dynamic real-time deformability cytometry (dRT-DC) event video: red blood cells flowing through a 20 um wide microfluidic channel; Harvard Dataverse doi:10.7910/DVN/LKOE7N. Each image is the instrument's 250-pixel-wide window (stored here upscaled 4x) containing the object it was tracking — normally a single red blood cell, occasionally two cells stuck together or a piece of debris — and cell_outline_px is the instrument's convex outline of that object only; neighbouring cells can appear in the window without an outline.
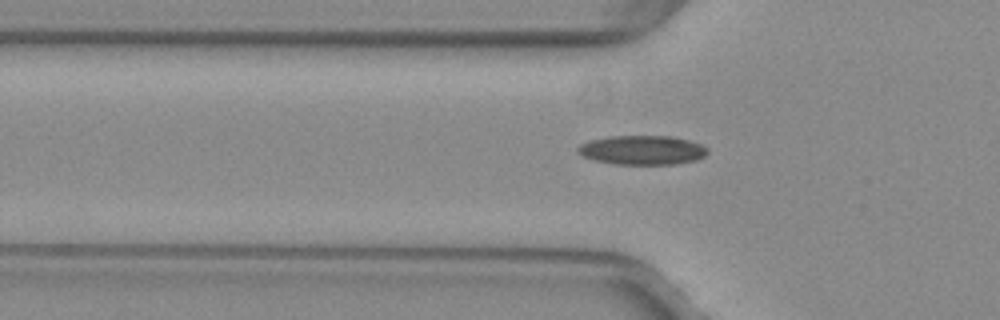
{"species": "common noctule bat (a hibernating species)", "species_latin": "Nyctalus noctula", "temperature_condition": "warm", "stored_images_in_passage": 21, "camera_frame_rate_fps": 3000, "um_per_image_px": 0.085, "animal": {"sex": "female", "body_mass_g": 29.2, "forearm_length_mm": 56.3}, "frame": {"image": 1, "passage_image": 4, "time_ms": 1.0, "image_size_px": [1000, 320], "cell_outline_px": [[708, 152], [704, 156], [696, 160], [676, 164], [616, 164], [596, 160], [584, 156], [576, 152], [576, 148], [580, 144], [592, 140], [612, 136], [668, 136], [688, 140], [700, 144], [708, 148]], "centroid_in_image_um": [54.6, 12.76], "position_along_channel_um": 71.2, "area_um2": 21.91}}
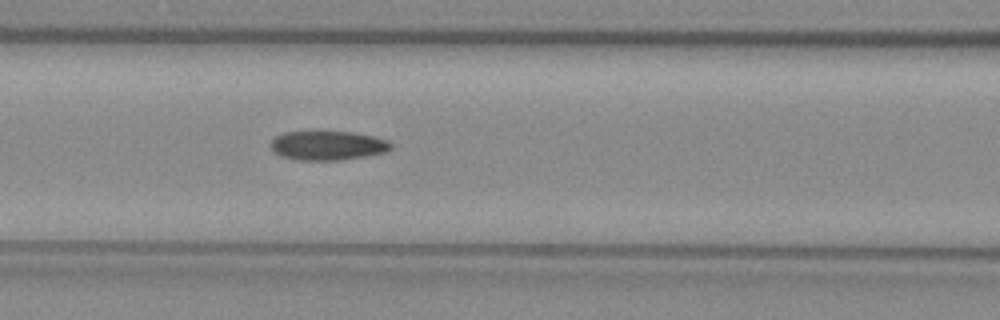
{"frame": {"image": 2, "passage_image": 9, "time_ms": 2.667, "image_size_px": [1000, 320], "cell_outline_px": [[392, 148], [388, 152], [340, 160], [300, 160], [280, 156], [272, 148], [272, 140], [276, 136], [284, 132], [352, 132], [372, 136], [388, 140], [392, 144]], "centroid_in_image_um": [27.9, 12.37], "position_along_channel_um": 138.7, "area_um2": 20.29}}